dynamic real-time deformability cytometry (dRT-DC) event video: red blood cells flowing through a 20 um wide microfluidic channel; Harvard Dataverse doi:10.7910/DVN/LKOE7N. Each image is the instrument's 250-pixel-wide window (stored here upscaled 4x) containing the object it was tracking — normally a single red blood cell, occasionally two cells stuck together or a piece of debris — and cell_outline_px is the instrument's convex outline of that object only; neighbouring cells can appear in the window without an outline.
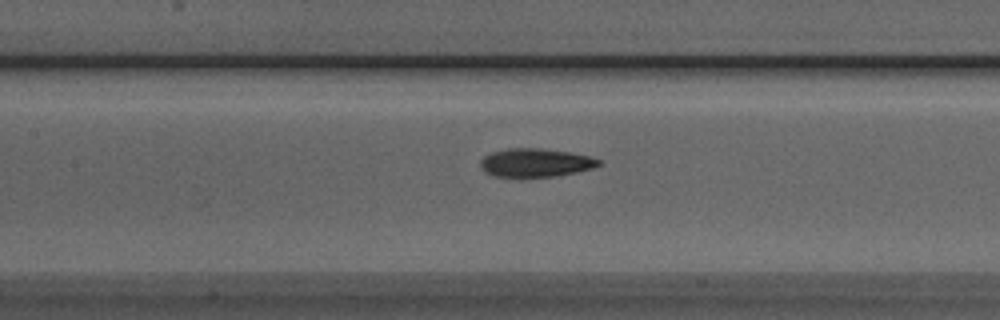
{"species": "Egyptian fruit bat (a non-hibernating species)", "species_latin": "Rousettus aegyptiacus", "temperature_condition": "room temperature", "stored_images_in_passage": 39, "camera_frame_rate_fps": 3000, "um_per_image_px": 0.085, "animal": {"sex": "male"}, "frame": {"image": 1, "passage_image": 11, "time_ms": 3.333, "image_size_px": [1000, 320], "cell_outline_px": [[600, 164], [592, 168], [576, 172], [556, 176], [492, 176], [484, 172], [480, 168], [480, 160], [484, 156], [492, 152], [508, 148], [540, 148], [568, 152], [592, 156], [600, 160]], "centroid_in_image_um": [45.49, 13.82], "position_along_channel_um": 161.9, "area_um2": 19.54}}
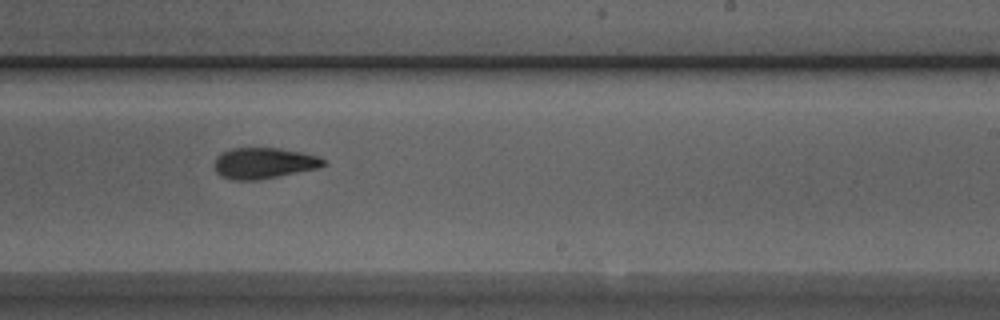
{"frame": {"image": 2, "passage_image": 19, "time_ms": 6.0, "image_size_px": [1000, 320], "cell_outline_px": [[328, 164], [320, 168], [260, 180], [232, 180], [220, 176], [216, 172], [216, 160], [220, 152], [232, 148], [280, 148], [320, 156], [328, 160]], "centroid_in_image_um": [22.5, 13.87], "position_along_channel_um": 266.5, "area_um2": 20.0}}
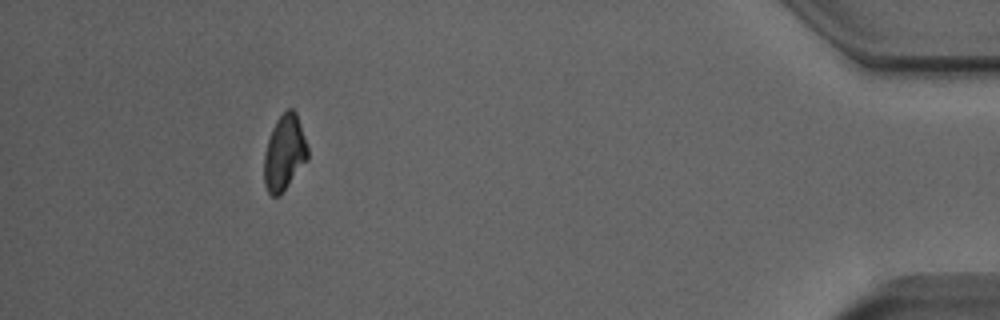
{"frame": {"image": 3, "passage_image": 35, "time_ms": 11.333, "image_size_px": [1000, 320], "cell_outline_px": [[308, 160], [280, 196], [272, 196], [268, 192], [264, 184], [264, 156], [268, 140], [272, 128], [276, 120], [288, 108], [292, 108], [296, 112], [308, 148]], "centroid_in_image_um": [24.18, 13.01], "position_along_channel_um": 411.0, "area_um2": 19.19}, "authors_computed_cell_mechanics": {"area_um2": 19.7676, "velocity_mm_per_s": 3.9389, "shape_relaxation_time_tau1_ms": 3.5574, "shape_relaxation_time_tau2_ms": 2.9657, "deformation_change_tau1": 0.1498, "deformation_change_tau2": 0.0981}}